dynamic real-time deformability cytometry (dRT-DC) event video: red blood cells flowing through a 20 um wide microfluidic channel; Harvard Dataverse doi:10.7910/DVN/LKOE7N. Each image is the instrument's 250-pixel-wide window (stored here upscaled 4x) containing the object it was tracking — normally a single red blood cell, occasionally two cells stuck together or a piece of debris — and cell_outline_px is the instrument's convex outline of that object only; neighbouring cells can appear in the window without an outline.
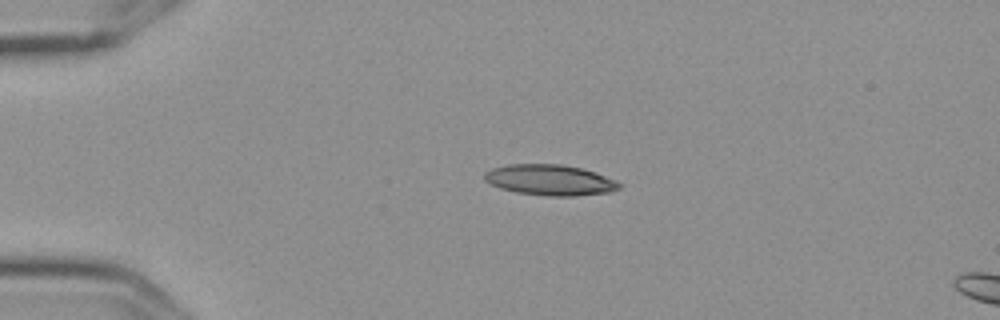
{"species": "Egyptian fruit bat (a non-hibernating species)", "species_latin": "Rousettus aegyptiacus", "temperature_condition": "cold", "stored_images_in_passage": 5, "camera_frame_rate_fps": 3000, "um_per_image_px": 0.085, "frame": {"image": 1, "passage_image": 4, "time_ms": 1.0, "image_size_px": [1000, 320], "cell_outline_px": [[624, 184], [620, 188], [608, 192], [576, 196], [548, 196], [516, 192], [500, 188], [484, 180], [484, 172], [492, 168], [508, 164], [560, 164], [580, 168], [596, 172], [616, 180]], "centroid_in_image_um": [46.76, 15.3], "position_along_channel_um": 38.2, "area_um2": 24.22}}